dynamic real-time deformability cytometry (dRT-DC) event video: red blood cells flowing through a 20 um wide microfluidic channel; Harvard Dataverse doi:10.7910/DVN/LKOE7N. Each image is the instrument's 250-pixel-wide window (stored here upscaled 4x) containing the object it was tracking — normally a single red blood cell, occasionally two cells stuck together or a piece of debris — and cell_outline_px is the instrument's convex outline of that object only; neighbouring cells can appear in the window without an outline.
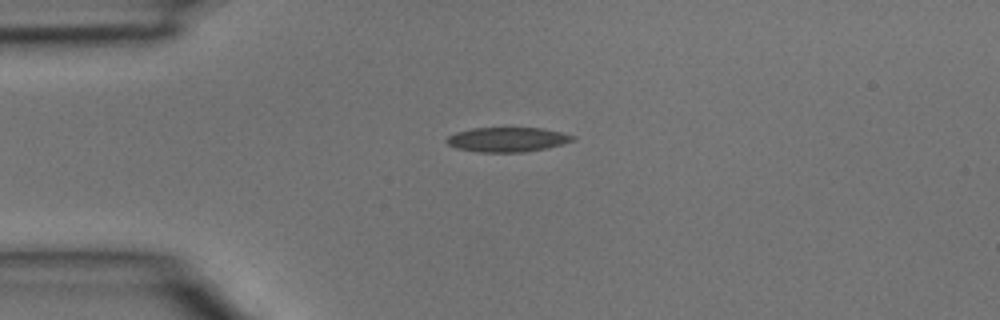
{"species": "common noctule bat (a hibernating species)", "species_latin": "Nyctalus noctula", "temperature_condition": "room temperature", "stored_images_in_passage": 4, "camera_frame_rate_fps": 3000, "um_per_image_px": 0.085, "animal": {"sex": "male", "body_mass_g": 15.6}, "frame": {"image": 1, "passage_image": 4, "time_ms": 1.0, "image_size_px": [1000, 320], "cell_outline_px": [[576, 140], [544, 148], [524, 152], [480, 152], [456, 148], [448, 144], [444, 140], [448, 136], [456, 132], [472, 128], [544, 128], [576, 136]], "centroid_in_image_um": [43.11, 11.85], "position_along_channel_um": 41.9, "area_um2": 17.98}}